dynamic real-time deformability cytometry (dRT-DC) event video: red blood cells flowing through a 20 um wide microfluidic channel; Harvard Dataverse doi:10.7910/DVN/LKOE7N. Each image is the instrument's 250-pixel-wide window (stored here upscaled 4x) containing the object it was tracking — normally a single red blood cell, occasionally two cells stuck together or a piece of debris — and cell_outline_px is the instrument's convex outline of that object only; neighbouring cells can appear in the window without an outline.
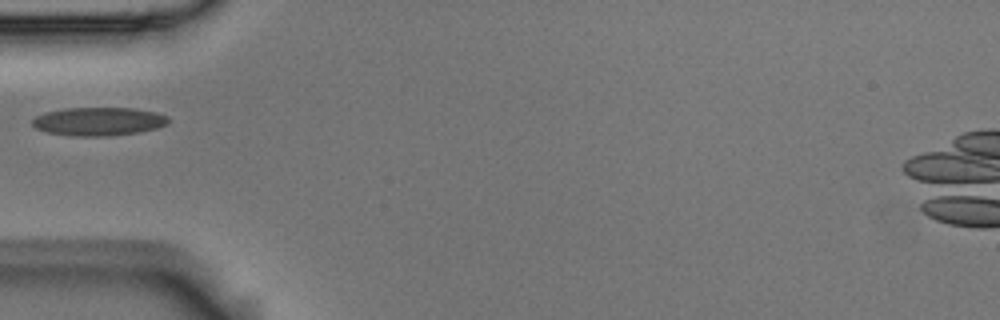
{"species": "Egyptian fruit bat (a non-hibernating species)", "species_latin": "Rousettus aegyptiacus", "temperature_condition": "room temperature", "stored_images_in_passage": 5, "camera_frame_rate_fps": 3000, "um_per_image_px": 0.085, "animal": {"sex": "male"}, "frame": {"image": 1, "passage_image": 5, "time_ms": 1.333, "image_size_px": [1000, 320], "cell_outline_px": [[168, 124], [156, 128], [136, 132], [108, 136], [72, 136], [48, 132], [36, 128], [32, 124], [32, 120], [36, 116], [44, 112], [64, 108], [132, 108], [156, 112], [168, 116]], "centroid_in_image_um": [8.36, 10.31], "position_along_channel_um": 76.6, "area_um2": 22.43}}